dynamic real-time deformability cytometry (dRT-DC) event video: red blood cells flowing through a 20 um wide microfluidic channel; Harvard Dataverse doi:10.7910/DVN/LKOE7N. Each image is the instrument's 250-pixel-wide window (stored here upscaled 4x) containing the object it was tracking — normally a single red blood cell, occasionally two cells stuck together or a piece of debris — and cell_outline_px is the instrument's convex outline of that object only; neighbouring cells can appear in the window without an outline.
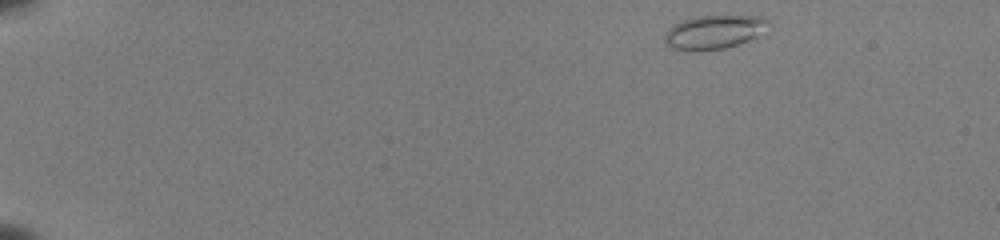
{"species": "common noctule bat (a hibernating species)", "species_latin": "Nyctalus noctula", "temperature_condition": "room temperature", "stored_images_in_passage": 46, "camera_frame_rate_fps": 3000, "um_per_image_px": 0.085, "animal": {"sex": "female", "body_mass_g": 22.0, "forearm_length_mm": 56.7}, "frame": {"image": 1, "passage_image": 1, "time_ms": 0.0, "image_size_px": [1000, 240], "cell_outline_px": [[772, 24], [756, 36], [748, 40], [724, 48], [696, 52], [688, 52], [672, 48], [664, 44], [664, 32], [668, 28], [680, 20], [696, 16], [756, 16], [768, 20]], "centroid_in_image_um": [60.61, 2.74], "position_along_channel_um": 24.4, "area_um2": 20.69}}
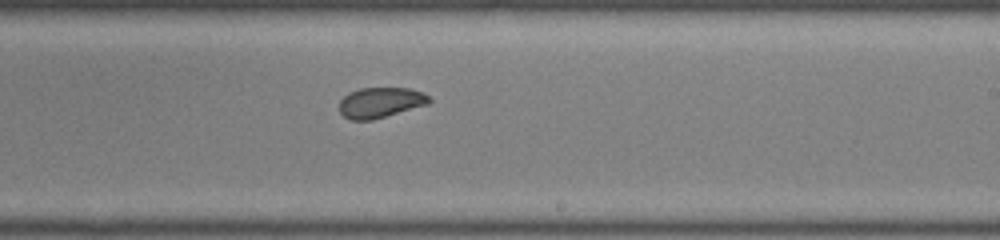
{"frame": {"image": 2, "passage_image": 28, "time_ms": 9.0, "image_size_px": [1000, 240], "cell_outline_px": [[432, 100], [428, 104], [372, 120], [348, 120], [340, 112], [340, 100], [348, 92], [360, 88], [408, 88], [424, 92]], "centroid_in_image_um": [32.33, 8.71], "position_along_channel_um": 256.7, "area_um2": 15.95}}
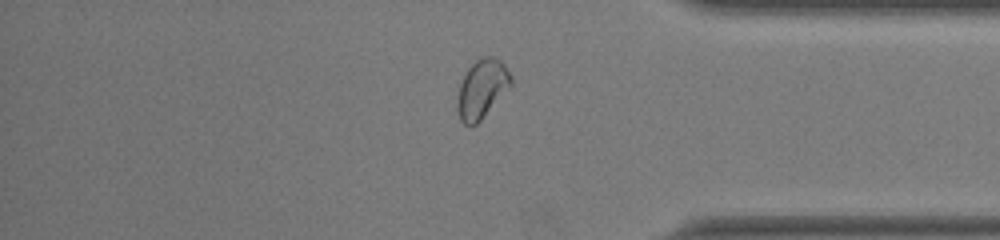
{"frame": {"image": 3, "passage_image": 39, "time_ms": 12.667, "image_size_px": [1000, 240], "cell_outline_px": [[512, 84], [480, 120], [476, 124], [464, 124], [460, 120], [456, 112], [456, 100], [460, 84], [464, 72], [476, 60], [484, 56], [492, 56], [500, 60], [504, 64], [512, 76]], "centroid_in_image_um": [40.93, 7.53], "position_along_channel_um": 394.3, "area_um2": 18.32}, "authors_computed_cell_mechanics": {"area_um2": 17.8024, "velocity_mm_per_s": 3.9702, "shape_relaxation_time_tau1_ms": 11.1552, "shape_relaxation_time_tau2_ms": 1.868, "deformation_change_tau1": 0.155, "deformation_change_tau2": 0.0608}}